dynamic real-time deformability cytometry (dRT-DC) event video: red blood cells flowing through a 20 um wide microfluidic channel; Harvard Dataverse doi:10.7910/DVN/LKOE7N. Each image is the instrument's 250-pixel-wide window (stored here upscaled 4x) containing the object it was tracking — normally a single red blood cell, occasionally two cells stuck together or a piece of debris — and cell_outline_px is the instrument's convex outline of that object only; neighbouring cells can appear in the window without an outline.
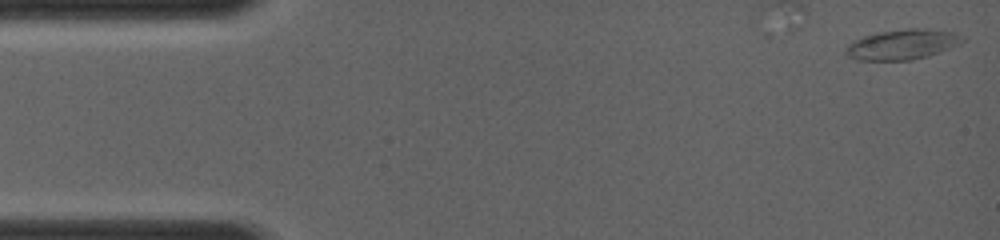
{"species": "common noctule bat (a hibernating species)", "species_latin": "Nyctalus noctula", "temperature_condition": "room temperature", "stored_images_in_passage": 14, "camera_frame_rate_fps": 4000, "um_per_image_px": 0.085, "animal": {"sex": "female", "body_mass_g": 19.0, "forearm_length_mm": 56.7}, "frame": {"image": 1, "passage_image": 1, "time_ms": 0.0, "image_size_px": [1000, 240], "cell_outline_px": [[964, 40], [960, 44], [928, 56], [912, 60], [856, 60], [848, 56], [844, 52], [848, 44], [852, 40], [864, 36], [880, 32], [908, 28], [928, 28], [952, 32], [964, 36]], "centroid_in_image_um": [76.69, 3.77], "position_along_channel_um": 8.3, "area_um2": 20.58}}
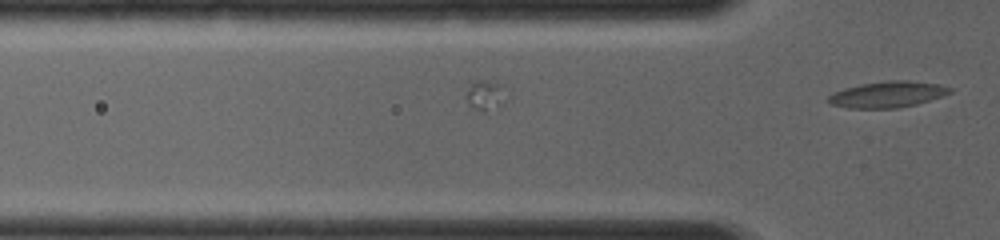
{"frame": {"image": 2, "passage_image": 14, "time_ms": 3.25, "image_size_px": [1000, 240], "cell_outline_px": [[952, 92], [916, 104], [896, 108], [848, 108], [828, 104], [828, 96], [844, 88], [860, 84], [888, 80], [908, 80], [940, 84], [952, 88]], "centroid_in_image_um": [75.42, 8.02], "position_along_channel_um": 50.4, "area_um2": 18.44}}